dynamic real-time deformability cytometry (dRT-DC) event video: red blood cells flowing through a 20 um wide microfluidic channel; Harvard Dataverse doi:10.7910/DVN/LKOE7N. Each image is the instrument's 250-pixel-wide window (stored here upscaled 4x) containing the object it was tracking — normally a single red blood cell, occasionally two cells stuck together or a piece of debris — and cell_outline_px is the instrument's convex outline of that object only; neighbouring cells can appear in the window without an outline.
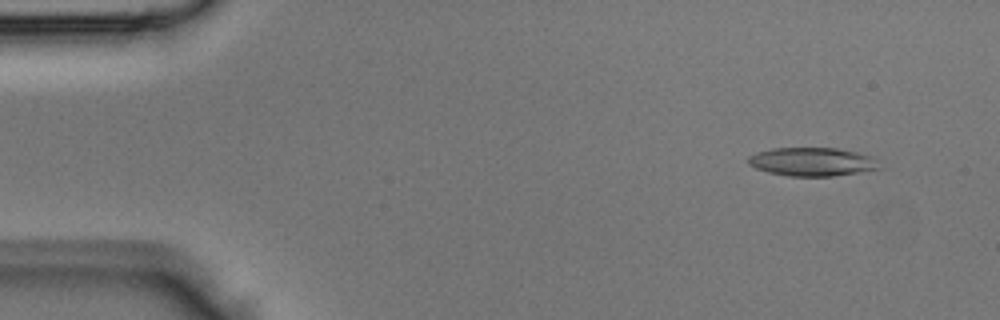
{"species": "Egyptian fruit bat (a non-hibernating species)", "species_latin": "Rousettus aegyptiacus", "temperature_condition": "room temperature", "stored_images_in_passage": 10, "camera_frame_rate_fps": 3000, "um_per_image_px": 0.085, "animal": {"sex": "male"}, "frame": {"image": 1, "passage_image": 2, "time_ms": 0.333, "image_size_px": [1000, 320], "cell_outline_px": [[884, 168], [832, 176], [788, 176], [768, 172], [756, 168], [748, 164], [748, 156], [756, 152], [772, 148], [836, 148], [872, 156]], "centroid_in_image_um": [69.03, 13.75], "position_along_channel_um": 16.0, "area_um2": 21.79}}